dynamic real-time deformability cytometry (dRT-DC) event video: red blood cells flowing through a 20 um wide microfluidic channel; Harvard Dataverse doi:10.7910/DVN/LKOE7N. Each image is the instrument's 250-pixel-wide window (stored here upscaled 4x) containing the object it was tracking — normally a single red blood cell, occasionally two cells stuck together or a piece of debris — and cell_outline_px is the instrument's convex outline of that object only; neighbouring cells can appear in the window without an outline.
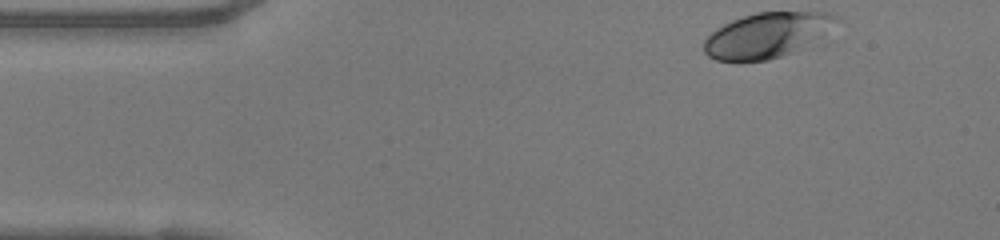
{"species": "human", "species_latin": "Homo sapiens", "temperature_condition": "warm", "stored_images_in_passage": 44, "camera_frame_rate_fps": 3000, "um_per_image_px": 0.085, "donor": {"sex": "female"}, "frame": {"image": 1, "passage_image": 1, "time_ms": 0.0, "image_size_px": [1000, 240], "cell_outline_px": [[836, 16], [792, 52], [768, 60], [716, 60], [708, 56], [704, 52], [704, 40], [716, 28], [732, 20], [756, 12], [828, 12]], "centroid_in_image_um": [64.92, 2.99], "position_along_channel_um": 20.1, "area_um2": 32.43}}
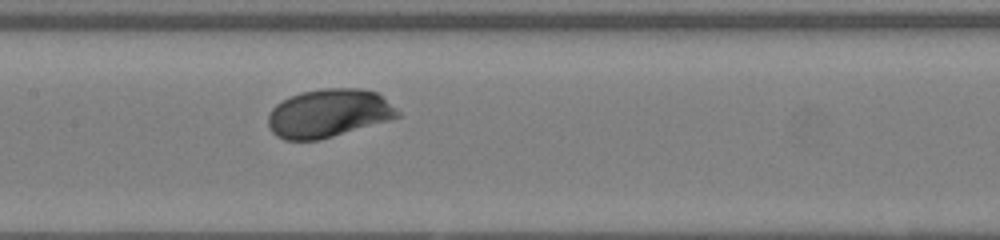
{"frame": {"image": 2, "passage_image": 18, "time_ms": 5.667, "image_size_px": [1000, 240], "cell_outline_px": [[400, 116], [388, 120], [332, 136], [316, 140], [284, 140], [276, 136], [268, 128], [268, 116], [272, 108], [276, 104], [300, 92], [324, 88], [360, 88], [376, 92], [396, 108], [400, 112]], "centroid_in_image_um": [27.9, 9.62], "position_along_channel_um": 179.5, "area_um2": 36.13}}
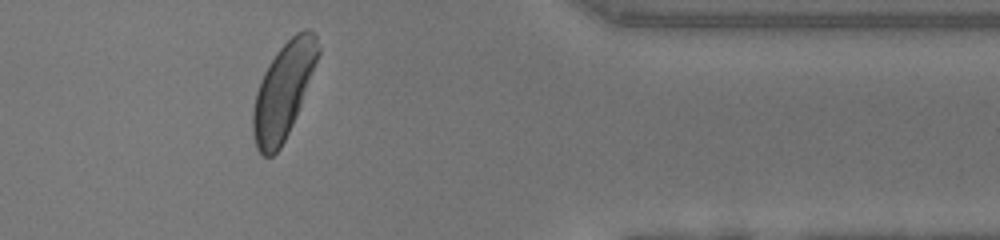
{"frame": {"image": 3, "passage_image": 35, "time_ms": 11.333, "image_size_px": [1000, 240], "cell_outline_px": [[320, 52], [296, 116], [280, 148], [272, 156], [264, 156], [256, 148], [252, 132], [252, 112], [256, 92], [260, 80], [268, 64], [276, 52], [296, 32], [304, 28], [308, 28], [316, 36], [320, 48]], "centroid_in_image_um": [24.07, 7.7], "position_along_channel_um": 387.3, "area_um2": 35.84}, "authors_computed_cell_mechanics": {"area_um2": 35.4603, "velocity_mm_per_s": 4.0901, "shape_relaxation_time_tau1_ms": 1.642, "shape_relaxation_time_tau2_ms": null, "deformation_change_tau1": 0.1241, "deformation_change_tau2": null}}